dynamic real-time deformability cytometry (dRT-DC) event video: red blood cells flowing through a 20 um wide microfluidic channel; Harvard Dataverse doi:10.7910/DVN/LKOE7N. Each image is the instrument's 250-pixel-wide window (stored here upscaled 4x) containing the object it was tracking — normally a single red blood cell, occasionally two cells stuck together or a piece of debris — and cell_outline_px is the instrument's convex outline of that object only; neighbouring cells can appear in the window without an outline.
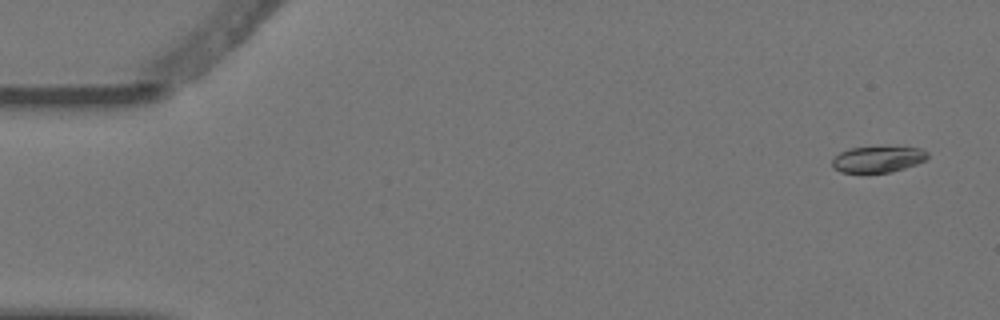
{"species": "Egyptian fruit bat (a non-hibernating species)", "species_latin": "Rousettus aegyptiacus", "temperature_condition": "warm", "stored_images_in_passage": 4, "camera_frame_rate_fps": 3000, "um_per_image_px": 0.085, "animal": {"sex": "female"}, "frame": {"image": 1, "passage_image": 1, "time_ms": 0.0, "image_size_px": [1000, 320], "cell_outline_px": [[928, 156], [924, 160], [916, 164], [892, 172], [840, 172], [832, 168], [832, 160], [840, 152], [852, 148], [920, 148], [928, 152]], "centroid_in_image_um": [74.59, 13.56], "position_along_channel_um": 10.4, "area_um2": 14.1}}
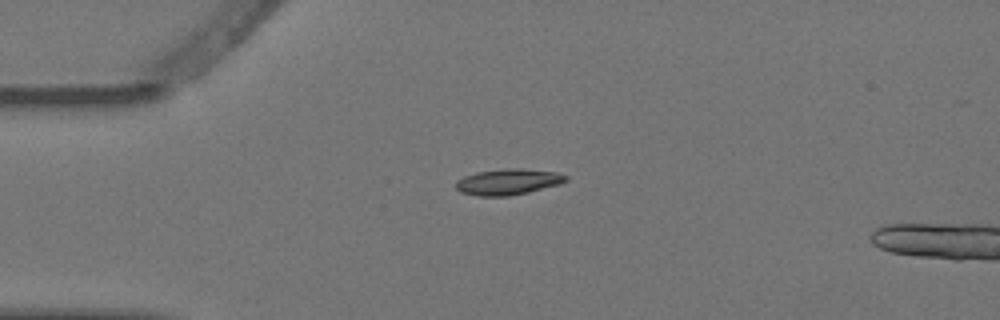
{"frame": {"image": 2, "passage_image": 4, "time_ms": 1.0, "image_size_px": [1000, 320], "cell_outline_px": [[568, 180], [560, 184], [528, 192], [508, 196], [476, 196], [460, 192], [456, 188], [456, 180], [464, 176], [476, 172], [504, 168], [520, 168], [556, 172], [568, 176]], "centroid_in_image_um": [43.17, 15.45], "position_along_channel_um": 41.8, "area_um2": 16.76}}